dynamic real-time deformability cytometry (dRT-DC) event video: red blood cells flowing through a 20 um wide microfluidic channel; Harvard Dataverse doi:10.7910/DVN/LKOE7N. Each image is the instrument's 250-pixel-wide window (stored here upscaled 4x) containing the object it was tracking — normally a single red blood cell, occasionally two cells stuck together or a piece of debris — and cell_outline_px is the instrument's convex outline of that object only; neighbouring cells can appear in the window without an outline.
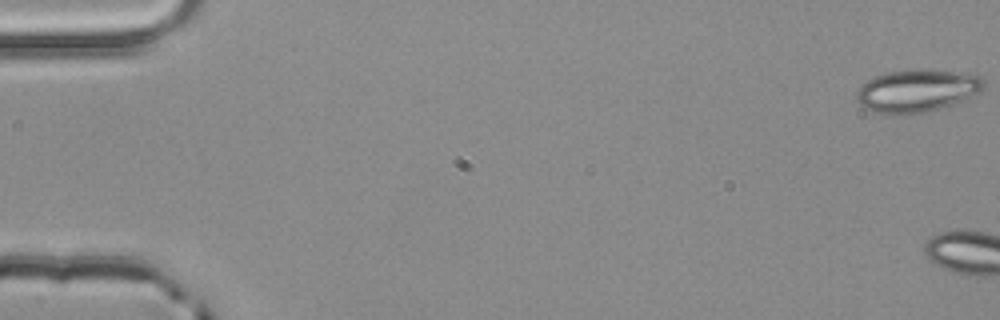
{"species": "common noctule bat (a hibernating species)", "species_latin": "Nyctalus noctula", "temperature_condition": "room temperature", "stored_images_in_passage": 5, "camera_frame_rate_fps": 3000, "um_per_image_px": 0.085, "animal": {"sex": "male", "body_mass_g": 20.4}, "frame": {"image": 1, "passage_image": 1, "time_ms": 0.0, "image_size_px": [1000, 320], "cell_outline_px": [[984, 88], [980, 92], [964, 100], [940, 108], [924, 112], [876, 112], [864, 108], [856, 100], [856, 88], [872, 76], [888, 72], [908, 68], [920, 68], [968, 72], [980, 76], [984, 80]], "centroid_in_image_um": [77.96, 7.64], "position_along_channel_um": 7.0, "area_um2": 31.85}}